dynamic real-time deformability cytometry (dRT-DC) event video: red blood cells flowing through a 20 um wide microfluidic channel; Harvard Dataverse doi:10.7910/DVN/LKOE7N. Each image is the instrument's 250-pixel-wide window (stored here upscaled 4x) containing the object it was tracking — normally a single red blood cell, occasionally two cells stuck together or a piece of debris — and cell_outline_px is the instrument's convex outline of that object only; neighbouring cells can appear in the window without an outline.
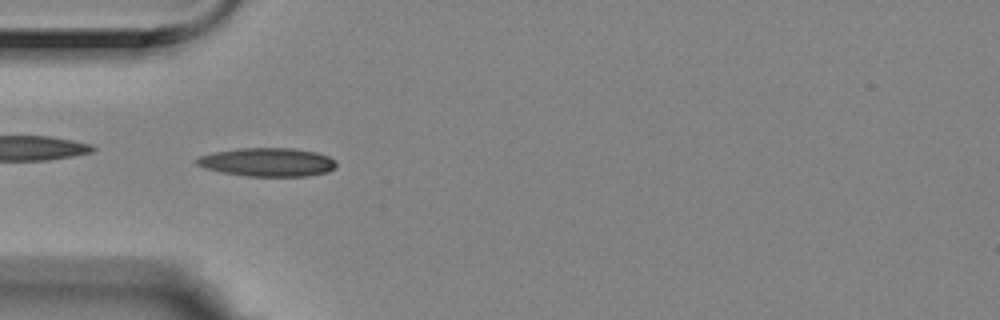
{"species": "Egyptian fruit bat (a non-hibernating species)", "species_latin": "Rousettus aegyptiacus", "temperature_condition": "room temperature", "stored_images_in_passage": 6, "camera_frame_rate_fps": 3000, "um_per_image_px": 0.085, "animal": {"sex": "female"}, "frame": {"image": 1, "passage_image": 5, "time_ms": 1.333, "image_size_px": [1000, 320], "cell_outline_px": [[336, 168], [328, 172], [308, 176], [244, 176], [220, 172], [196, 164], [192, 160], [200, 156], [212, 152], [240, 148], [292, 148], [316, 152], [328, 156], [336, 160]], "centroid_in_image_um": [22.74, 13.78], "position_along_channel_um": 62.3, "area_um2": 23.41}}